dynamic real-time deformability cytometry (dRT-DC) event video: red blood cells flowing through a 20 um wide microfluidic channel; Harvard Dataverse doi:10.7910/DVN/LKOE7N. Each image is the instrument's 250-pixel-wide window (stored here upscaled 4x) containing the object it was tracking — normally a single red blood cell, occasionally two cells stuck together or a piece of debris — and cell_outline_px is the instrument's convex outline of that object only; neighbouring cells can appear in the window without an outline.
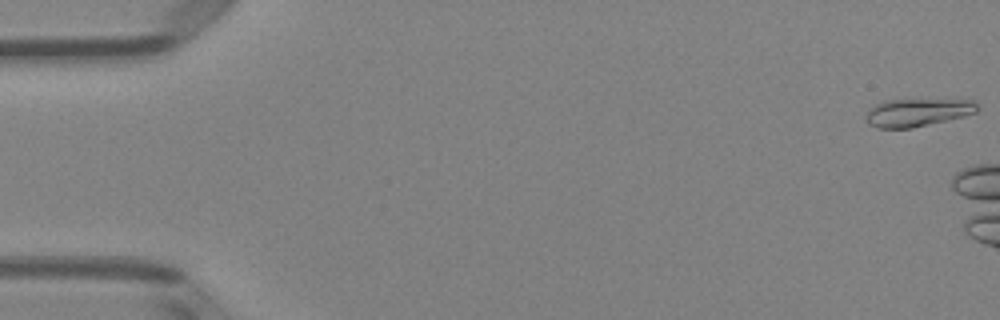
{"species": "Egyptian fruit bat (a non-hibernating species)", "species_latin": "Rousettus aegyptiacus", "temperature_condition": "room temperature", "stored_images_in_passage": 6, "camera_frame_rate_fps": 3000, "um_per_image_px": 0.085, "animal": {"sex": "female"}, "frame": {"image": 1, "passage_image": 1, "time_ms": 0.0, "image_size_px": [1000, 320], "cell_outline_px": [[980, 108], [976, 112], [964, 116], [912, 128], [876, 128], [868, 124], [864, 116], [868, 108], [872, 104], [884, 100], [964, 96], [972, 100]], "centroid_in_image_um": [78.03, 9.48], "position_along_channel_um": 7.0, "area_um2": 19.48}}